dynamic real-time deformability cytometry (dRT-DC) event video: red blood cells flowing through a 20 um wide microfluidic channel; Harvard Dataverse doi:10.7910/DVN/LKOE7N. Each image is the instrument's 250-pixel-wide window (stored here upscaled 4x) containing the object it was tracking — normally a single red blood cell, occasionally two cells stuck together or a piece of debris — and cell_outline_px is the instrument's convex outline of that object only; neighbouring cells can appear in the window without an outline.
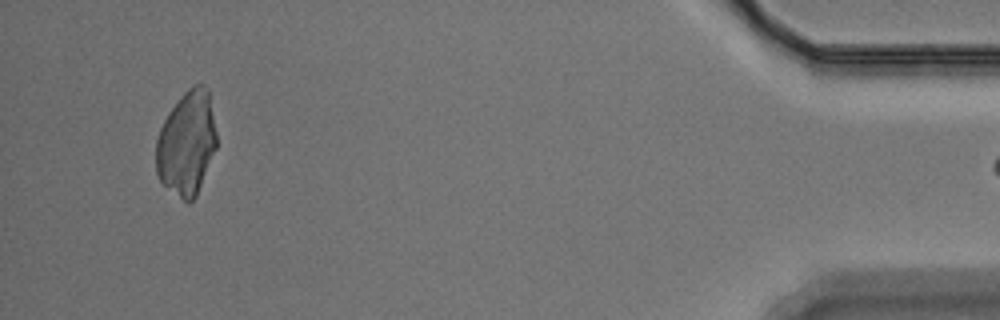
{"species": "Egyptian fruit bat (a non-hibernating species)", "species_latin": "Rousettus aegyptiacus", "temperature_condition": "warm", "stored_images_in_passage": 40, "camera_frame_rate_fps": 3000, "um_per_image_px": 0.085, "animal": {"sex": "male"}, "frame": {"image": 1, "passage_image": 39, "time_ms": 12.667, "image_size_px": [1000, 320], "cell_outline_px": [[216, 148], [196, 196], [188, 204], [164, 184], [160, 180], [156, 172], [156, 140], [160, 128], [168, 112], [180, 96], [192, 84], [204, 84], [208, 88], [216, 132]], "centroid_in_image_um": [15.87, 12.14], "position_along_channel_um": 419.3, "area_um2": 36.65}}